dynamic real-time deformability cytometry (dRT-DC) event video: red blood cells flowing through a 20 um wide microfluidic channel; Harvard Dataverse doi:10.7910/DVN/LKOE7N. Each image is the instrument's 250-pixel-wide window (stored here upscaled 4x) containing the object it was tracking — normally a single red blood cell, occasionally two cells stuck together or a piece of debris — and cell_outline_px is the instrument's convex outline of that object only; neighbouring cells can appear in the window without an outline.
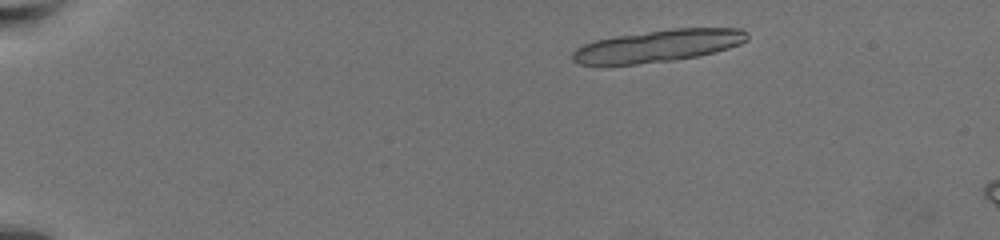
{"species": "common noctule bat (a hibernating species)", "species_latin": "Nyctalus noctula", "temperature_condition": "warm", "stored_images_in_passage": 14, "camera_frame_rate_fps": 3000, "um_per_image_px": 0.085, "animal": {"sex": "female", "body_mass_g": 19.5, "forearm_length_mm": 54.1}, "frame": {"image": 1, "passage_image": 7, "time_ms": 2.0, "image_size_px": [1000, 240], "cell_outline_px": [[748, 40], [740, 44], [728, 48], [696, 56], [672, 60], [604, 68], [580, 64], [572, 60], [572, 52], [576, 48], [584, 44], [596, 40], [616, 36], [672, 28], [740, 28], [748, 32]], "centroid_in_image_um": [55.85, 3.93], "position_along_channel_um": 29.2, "area_um2": 33.29}}